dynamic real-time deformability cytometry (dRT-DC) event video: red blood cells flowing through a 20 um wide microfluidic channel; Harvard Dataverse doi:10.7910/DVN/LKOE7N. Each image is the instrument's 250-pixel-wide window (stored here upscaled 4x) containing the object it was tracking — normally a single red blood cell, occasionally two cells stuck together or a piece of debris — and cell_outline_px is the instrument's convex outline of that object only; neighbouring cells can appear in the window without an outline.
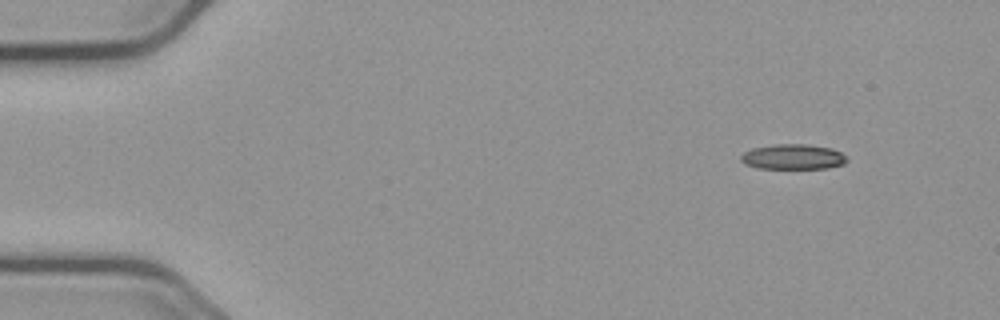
{"species": "common noctule bat (a hibernating species)", "species_latin": "Nyctalus noctula", "temperature_condition": "cold", "stored_images_in_passage": 51, "camera_frame_rate_fps": 3000, "um_per_image_px": 0.085, "animal": {"sex": "male", "body_mass_g": 23.1, "forearm_length_mm": 52.7}, "frame": {"image": 1, "passage_image": 1, "time_ms": 0.0, "image_size_px": [1000, 320], "cell_outline_px": [[848, 160], [844, 164], [828, 168], [756, 168], [744, 164], [740, 160], [740, 156], [744, 152], [752, 148], [776, 144], [804, 144], [832, 148], [840, 152]], "centroid_in_image_um": [67.38, 13.33], "position_along_channel_um": 17.6, "area_um2": 15.55}}
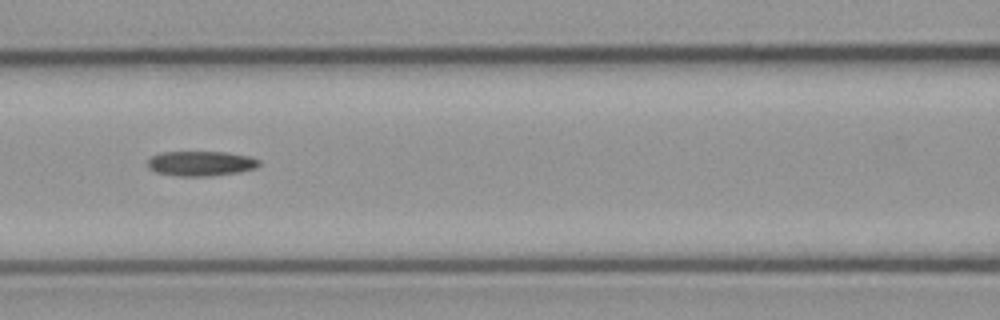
{"frame": {"image": 2, "passage_image": 20, "time_ms": 6.333, "image_size_px": [1000, 320], "cell_outline_px": [[260, 164], [256, 168], [240, 172], [212, 176], [176, 176], [156, 172], [148, 168], [148, 160], [152, 156], [164, 152], [224, 152], [248, 156], [260, 160]], "centroid_in_image_um": [17.09, 13.9], "position_along_channel_um": 149.5, "area_um2": 16.18}}
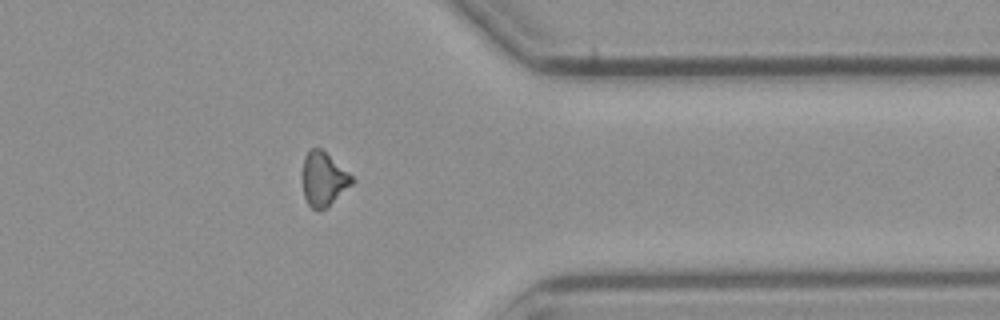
{"frame": {"image": 3, "passage_image": 40, "time_ms": 13.0, "image_size_px": [1000, 320], "cell_outline_px": [[356, 180], [328, 208], [320, 212], [312, 208], [308, 204], [304, 196], [304, 156], [312, 148], [320, 148], [348, 172]], "centroid_in_image_um": [27.53, 15.28], "position_along_channel_um": 383.9, "area_um2": 15.37}}